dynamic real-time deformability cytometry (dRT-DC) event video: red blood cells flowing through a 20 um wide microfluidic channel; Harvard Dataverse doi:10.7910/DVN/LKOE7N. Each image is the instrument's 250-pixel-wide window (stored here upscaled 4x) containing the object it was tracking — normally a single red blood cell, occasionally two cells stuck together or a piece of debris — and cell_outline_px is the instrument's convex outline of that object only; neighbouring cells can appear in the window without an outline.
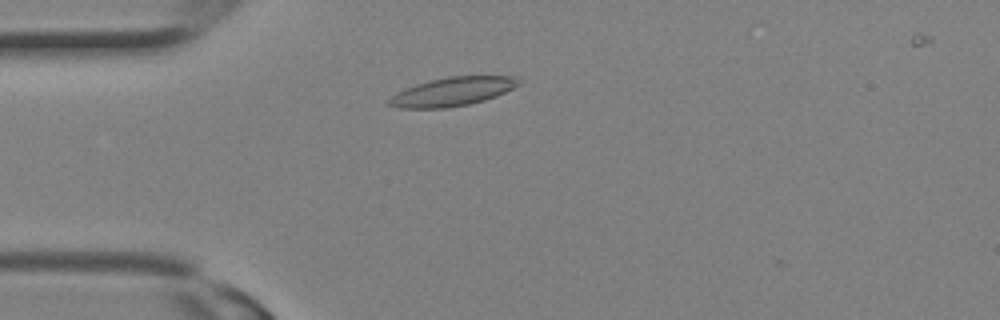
{"species": "Egyptian fruit bat (a non-hibernating species)", "species_latin": "Rousettus aegyptiacus", "temperature_condition": "room temperature", "stored_images_in_passage": 26, "camera_frame_rate_fps": 3000, "um_per_image_px": 0.085, "animal": {"sex": "female"}, "frame": {"image": 1, "passage_image": 5, "time_ms": 1.333, "image_size_px": [1000, 320], "cell_outline_px": [[520, 84], [496, 96], [484, 100], [468, 104], [448, 108], [400, 108], [388, 104], [388, 100], [396, 92], [416, 84], [448, 76], [512, 76], [520, 80]], "centroid_in_image_um": [38.45, 7.79], "position_along_channel_um": 46.6, "area_um2": 21.44}}
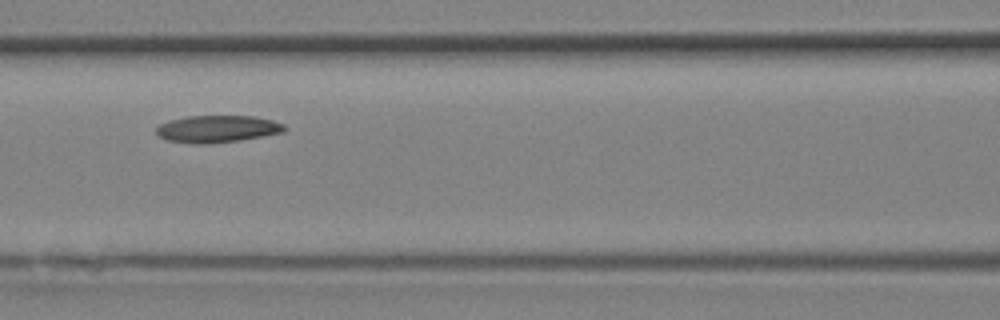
{"frame": {"image": 2, "passage_image": 10, "time_ms": 3.0, "image_size_px": [1000, 320], "cell_outline_px": [[284, 132], [240, 140], [208, 144], [196, 144], [164, 140], [156, 136], [156, 128], [160, 124], [172, 120], [188, 116], [256, 116], [272, 120], [284, 124]], "centroid_in_image_um": [18.43, 10.96], "position_along_channel_um": 148.2, "area_um2": 20.29}}
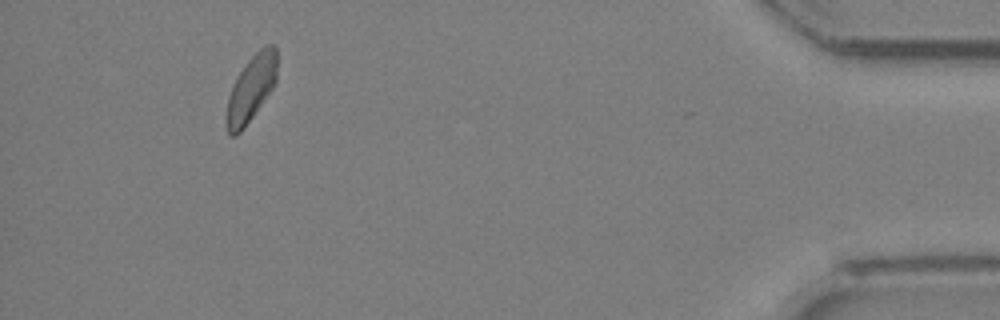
{"frame": {"image": 3, "passage_image": 24, "time_ms": 7.667, "image_size_px": [1000, 320], "cell_outline_px": [[276, 80], [272, 88], [244, 128], [236, 136], [228, 136], [228, 96], [240, 72], [248, 60], [260, 48], [268, 44], [276, 44]], "centroid_in_image_um": [21.37, 7.49], "position_along_channel_um": 413.8, "area_um2": 18.79}}